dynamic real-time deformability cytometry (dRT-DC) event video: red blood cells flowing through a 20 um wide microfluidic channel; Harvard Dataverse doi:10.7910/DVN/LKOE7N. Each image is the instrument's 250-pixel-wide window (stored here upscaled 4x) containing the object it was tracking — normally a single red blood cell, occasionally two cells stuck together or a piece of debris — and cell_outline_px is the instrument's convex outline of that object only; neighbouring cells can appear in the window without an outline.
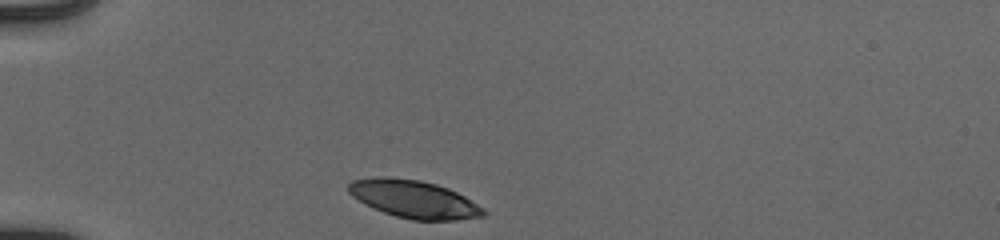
{"species": "human", "species_latin": "Homo sapiens", "temperature_condition": "cold", "stored_images_in_passage": 31, "camera_frame_rate_fps": 3000, "um_per_image_px": 0.085, "donor": {"sex": "male"}, "frame": {"image": 1, "passage_image": 1, "time_ms": 0.0, "image_size_px": [1000, 240], "cell_outline_px": [[488, 212], [484, 216], [456, 220], [412, 220], [396, 216], [372, 208], [364, 204], [352, 196], [348, 192], [348, 184], [352, 180], [380, 176], [388, 176], [420, 180], [436, 184], [448, 188], [464, 196], [484, 208]], "centroid_in_image_um": [35.17, 16.92], "position_along_channel_um": 49.8, "area_um2": 29.82}}
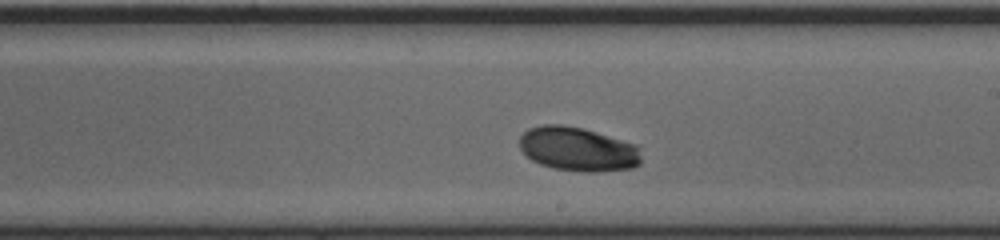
{"frame": {"image": 2, "passage_image": 18, "time_ms": 5.667, "image_size_px": [1000, 240], "cell_outline_px": [[640, 164], [632, 168], [600, 172], [580, 172], [552, 168], [540, 164], [532, 160], [520, 148], [520, 136], [528, 128], [540, 124], [560, 124], [580, 128], [620, 140], [632, 144], [636, 148], [640, 156]], "centroid_in_image_um": [49.06, 12.69], "position_along_channel_um": 239.9, "area_um2": 30.92}}
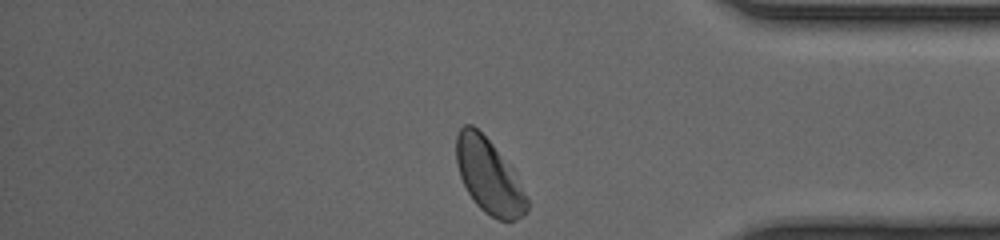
{"frame": {"image": 3, "passage_image": 31, "time_ms": 10.0, "image_size_px": [1000, 240], "cell_outline_px": [[528, 212], [524, 216], [516, 220], [500, 220], [484, 212], [476, 204], [468, 192], [460, 176], [456, 164], [456, 136], [460, 128], [464, 124], [472, 124], [492, 144], [516, 172], [528, 200]], "centroid_in_image_um": [41.57, 14.99], "position_along_channel_um": 393.6, "area_um2": 30.69}, "authors_computed_cell_mechanics": {"area_um2": 30.8074, "velocity_mm_per_s": 3.8864, "shape_relaxation_time_tau1_ms": 1.899, "shape_relaxation_time_tau2_ms": null, "deformation_change_tau1": 0.1025, "deformation_change_tau2": null}}